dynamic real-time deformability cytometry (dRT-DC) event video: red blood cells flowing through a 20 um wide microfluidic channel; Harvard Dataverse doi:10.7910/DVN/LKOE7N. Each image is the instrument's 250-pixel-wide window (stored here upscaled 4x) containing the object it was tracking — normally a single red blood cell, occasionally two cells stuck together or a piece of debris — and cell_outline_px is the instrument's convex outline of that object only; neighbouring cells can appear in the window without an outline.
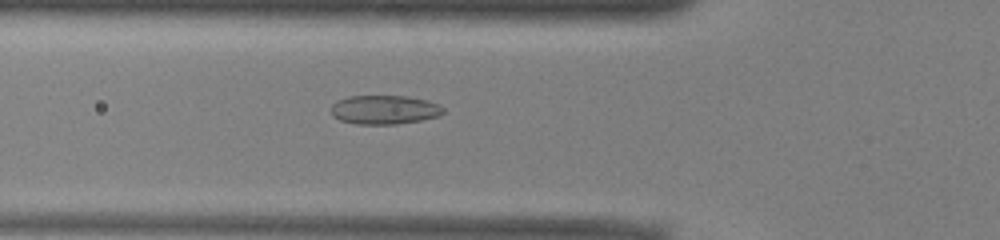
{"species": "common noctule bat (a hibernating species)", "species_latin": "Nyctalus noctula", "temperature_condition": "warm", "stored_images_in_passage": 52, "camera_frame_rate_fps": 3000, "um_per_image_px": 0.085, "animal": {"sex": "male", "body_mass_g": 13.0, "forearm_length_mm": 53.1}, "frame": {"image": 1, "passage_image": 18, "time_ms": 5.667, "image_size_px": [1000, 240], "cell_outline_px": [[444, 112], [440, 116], [420, 120], [396, 124], [356, 124], [340, 120], [332, 116], [332, 104], [336, 100], [348, 96], [408, 96], [428, 100], [440, 104], [444, 108]], "centroid_in_image_um": [32.69, 9.32], "position_along_channel_um": 93.1, "area_um2": 19.13}}
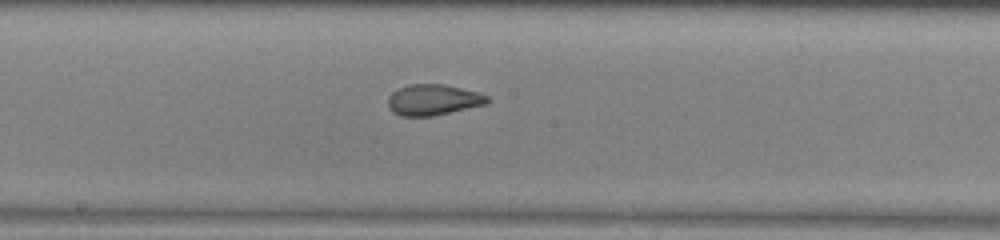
{"frame": {"image": 2, "passage_image": 27, "time_ms": 8.667, "image_size_px": [1000, 240], "cell_outline_px": [[488, 100], [484, 104], [432, 116], [400, 116], [392, 112], [388, 108], [388, 96], [392, 92], [408, 84], [444, 84], [476, 92], [488, 96]], "centroid_in_image_um": [36.74, 8.48], "position_along_channel_um": 211.5, "area_um2": 17.63}}
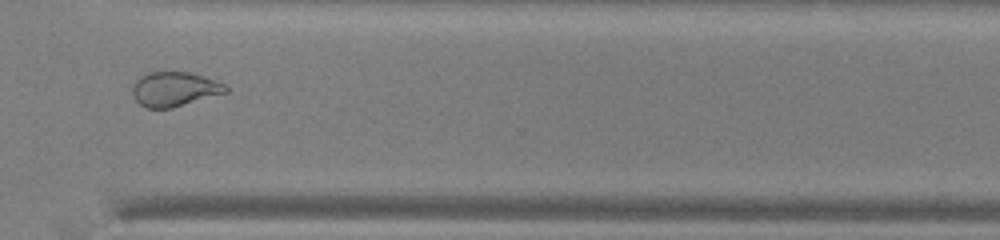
{"frame": {"image": 3, "passage_image": 38, "time_ms": 12.333, "image_size_px": [1000, 240], "cell_outline_px": [[228, 92], [172, 108], [148, 108], [140, 104], [136, 100], [132, 92], [132, 88], [136, 80], [140, 76], [148, 72], [188, 72], [204, 76], [224, 84], [228, 88]], "centroid_in_image_um": [14.83, 7.57], "position_along_channel_um": 355.8, "area_um2": 18.67}, "authors_computed_cell_mechanics": {"area_um2": 20.4323, "velocity_mm_per_s": 3.9334, "shape_relaxation_time_tau1_ms": 7.7961, "shape_relaxation_time_tau2_ms": 1.1654, "deformation_change_tau1": 0.1706, "deformation_change_tau2": 0.059}}